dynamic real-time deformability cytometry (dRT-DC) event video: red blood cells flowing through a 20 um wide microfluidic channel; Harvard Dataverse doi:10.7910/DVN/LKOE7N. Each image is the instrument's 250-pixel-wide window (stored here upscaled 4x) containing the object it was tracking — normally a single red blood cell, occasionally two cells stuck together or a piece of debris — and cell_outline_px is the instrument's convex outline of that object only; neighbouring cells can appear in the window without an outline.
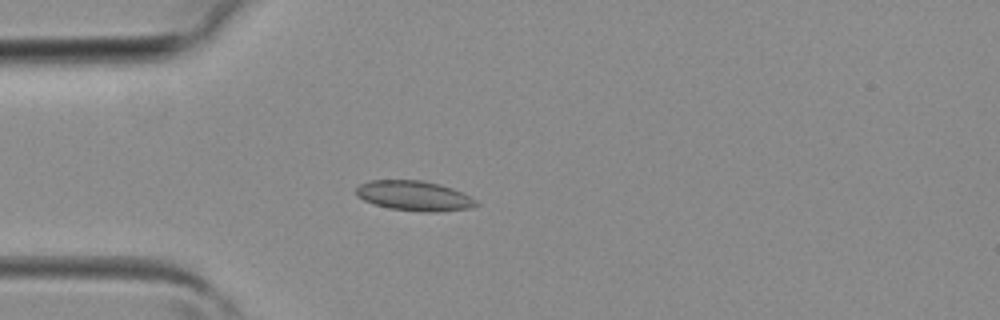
{"species": "common noctule bat (a hibernating species)", "species_latin": "Nyctalus noctula", "temperature_condition": "room temperature", "stored_images_in_passage": 2, "camera_frame_rate_fps": 3000, "um_per_image_px": 0.085, "animal": {"sex": "female", "body_mass_g": 19.3, "forearm_length_mm": 54.1}, "frame": {"image": 1, "passage_image": 2, "time_ms": 0.333, "image_size_px": [1000, 320], "cell_outline_px": [[480, 204], [472, 208], [436, 212], [420, 212], [388, 208], [364, 200], [356, 196], [356, 188], [360, 184], [368, 180], [420, 180], [440, 184], [452, 188], [476, 200]], "centroid_in_image_um": [35.2, 16.65], "position_along_channel_um": 49.8, "area_um2": 20.98}}